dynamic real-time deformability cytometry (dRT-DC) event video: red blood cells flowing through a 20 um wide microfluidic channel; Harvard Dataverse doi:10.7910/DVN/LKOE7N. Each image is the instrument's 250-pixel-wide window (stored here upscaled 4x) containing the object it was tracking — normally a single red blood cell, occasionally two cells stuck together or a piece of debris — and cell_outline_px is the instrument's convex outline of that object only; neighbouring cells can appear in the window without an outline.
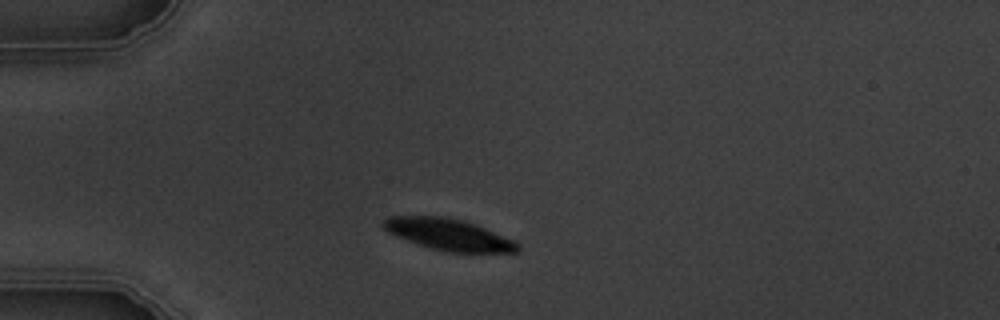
{"species": "common noctule bat (a hibernating species)", "species_latin": "Nyctalus noctula", "temperature_condition": "warm", "stored_images_in_passage": 7, "camera_frame_rate_fps": 3000, "um_per_image_px": 0.085, "animal": {"sex": "male", "body_mass_g": 19.5, "forearm_length_mm": 54.6}, "frame": {"image": 1, "passage_image": 2, "time_ms": 1.0, "image_size_px": [1000, 320], "cell_outline_px": [[520, 248], [516, 252], [444, 252], [416, 244], [388, 232], [380, 224], [380, 220], [388, 216], [440, 216], [460, 220], [484, 228], [516, 240], [520, 244]], "centroid_in_image_um": [38.1, 19.94], "position_along_channel_um": 46.9, "area_um2": 24.62}}